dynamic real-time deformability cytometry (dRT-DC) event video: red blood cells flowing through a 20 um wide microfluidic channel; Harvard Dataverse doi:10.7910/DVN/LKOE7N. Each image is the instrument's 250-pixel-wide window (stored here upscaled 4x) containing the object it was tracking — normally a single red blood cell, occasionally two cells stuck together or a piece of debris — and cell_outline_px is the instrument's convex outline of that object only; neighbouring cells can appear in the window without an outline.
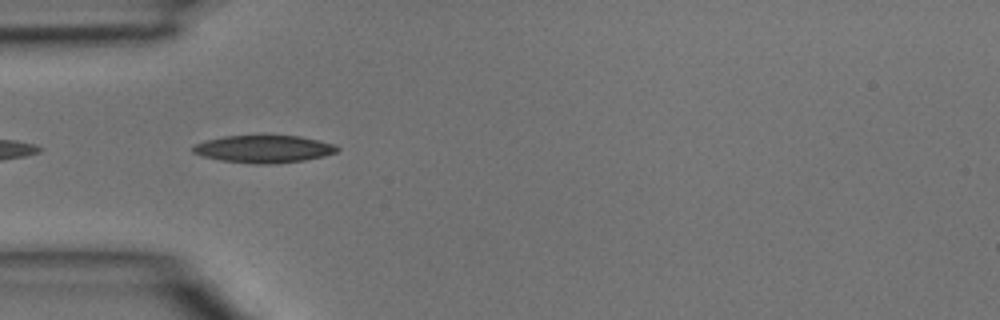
{"species": "common noctule bat (a hibernating species)", "species_latin": "Nyctalus noctula", "temperature_condition": "room temperature", "stored_images_in_passage": 2, "camera_frame_rate_fps": 3000, "um_per_image_px": 0.085, "animal": {"sex": "male", "body_mass_g": 15.6}, "frame": {"image": 1, "passage_image": 1, "time_ms": 0.0, "image_size_px": [1000, 320], "cell_outline_px": [[340, 148], [336, 152], [324, 156], [304, 160], [272, 164], [256, 164], [224, 160], [204, 156], [192, 152], [192, 148], [196, 144], [204, 140], [224, 136], [300, 136], [320, 140], [336, 144]], "centroid_in_image_um": [22.47, 12.66], "position_along_channel_um": 62.5, "area_um2": 22.95}}